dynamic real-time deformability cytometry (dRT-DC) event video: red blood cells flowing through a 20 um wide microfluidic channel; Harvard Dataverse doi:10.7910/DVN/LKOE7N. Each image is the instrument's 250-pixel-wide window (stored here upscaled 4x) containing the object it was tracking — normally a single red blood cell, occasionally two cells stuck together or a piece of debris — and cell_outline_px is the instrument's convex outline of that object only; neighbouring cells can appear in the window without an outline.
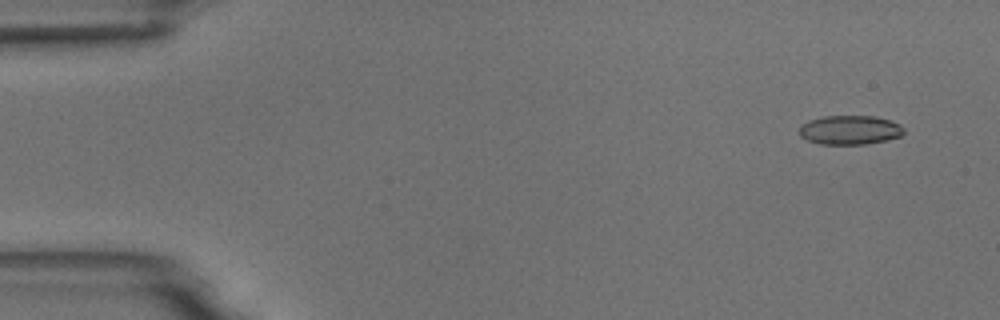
{"species": "common noctule bat (a hibernating species)", "species_latin": "Nyctalus noctula", "temperature_condition": "room temperature", "stored_images_in_passage": 5, "camera_frame_rate_fps": 3000, "um_per_image_px": 0.085, "animal": {"sex": "male", "body_mass_g": 18.8}, "frame": {"image": 1, "passage_image": 1, "time_ms": 0.0, "image_size_px": [1000, 320], "cell_outline_px": [[904, 132], [900, 136], [884, 140], [864, 144], [820, 144], [808, 140], [800, 136], [800, 124], [808, 120], [824, 116], [876, 116], [900, 124], [904, 128]], "centroid_in_image_um": [72.21, 11.04], "position_along_channel_um": 12.8, "area_um2": 17.69}}